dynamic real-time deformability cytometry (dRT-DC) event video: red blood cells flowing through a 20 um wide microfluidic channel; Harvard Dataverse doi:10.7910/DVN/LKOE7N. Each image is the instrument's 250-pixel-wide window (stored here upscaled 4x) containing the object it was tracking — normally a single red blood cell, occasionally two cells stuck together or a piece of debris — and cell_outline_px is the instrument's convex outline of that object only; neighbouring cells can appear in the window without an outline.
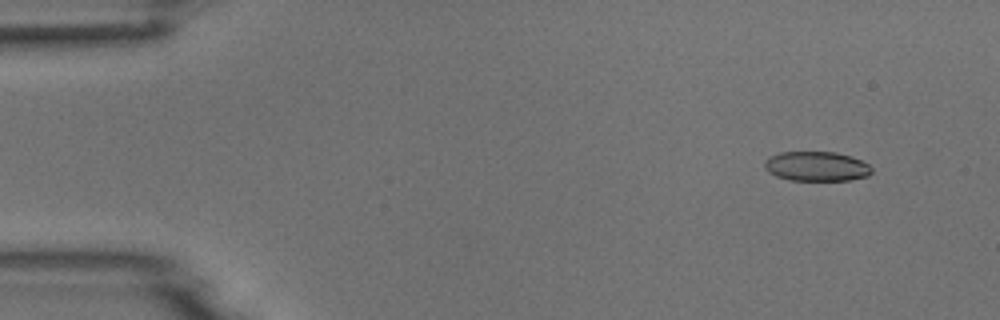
{"species": "common noctule bat (a hibernating species)", "species_latin": "Nyctalus noctula", "temperature_condition": "room temperature", "stored_images_in_passage": 34, "camera_frame_rate_fps": 3000, "um_per_image_px": 0.085, "animal": {"sex": "male", "body_mass_g": 18.8}, "frame": {"image": 1, "passage_image": 5, "time_ms": 1.333, "image_size_px": [1000, 320], "cell_outline_px": [[872, 172], [868, 176], [848, 180], [788, 180], [776, 176], [768, 172], [764, 168], [764, 160], [768, 156], [780, 152], [836, 152], [852, 156], [868, 164], [872, 168]], "centroid_in_image_um": [69.37, 14.13], "position_along_channel_um": 15.6, "area_um2": 18.67}}
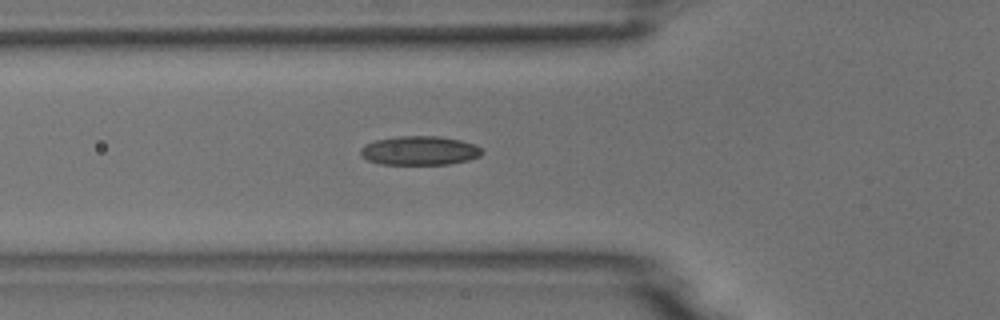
{"frame": {"image": 2, "passage_image": 19, "time_ms": 6.0, "image_size_px": [1000, 320], "cell_outline_px": [[484, 152], [480, 156], [468, 160], [448, 164], [380, 164], [368, 160], [360, 156], [360, 148], [364, 144], [376, 140], [396, 136], [440, 136], [460, 140], [476, 144]], "centroid_in_image_um": [35.65, 12.79], "position_along_channel_um": 90.1, "area_um2": 20.69}}
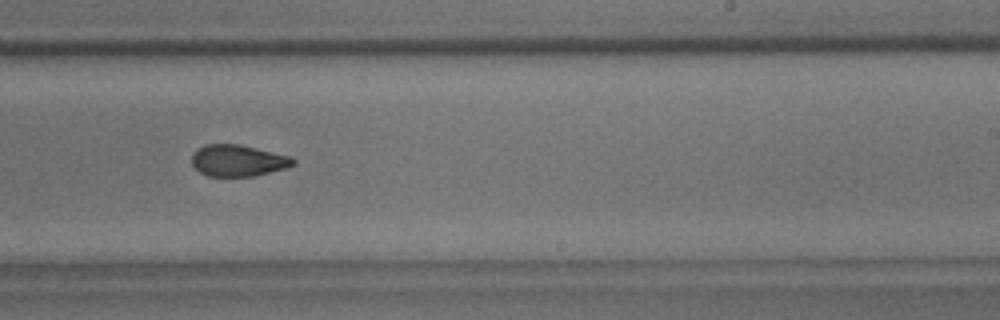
{"frame": {"image": 3, "passage_image": 33, "time_ms": 10.667, "image_size_px": [1000, 320], "cell_outline_px": [[296, 164], [284, 168], [252, 176], [208, 176], [200, 172], [192, 164], [192, 152], [196, 148], [204, 144], [240, 144], [292, 156], [296, 160]], "centroid_in_image_um": [20.22, 13.63], "position_along_channel_um": 268.8, "area_um2": 18.73}}